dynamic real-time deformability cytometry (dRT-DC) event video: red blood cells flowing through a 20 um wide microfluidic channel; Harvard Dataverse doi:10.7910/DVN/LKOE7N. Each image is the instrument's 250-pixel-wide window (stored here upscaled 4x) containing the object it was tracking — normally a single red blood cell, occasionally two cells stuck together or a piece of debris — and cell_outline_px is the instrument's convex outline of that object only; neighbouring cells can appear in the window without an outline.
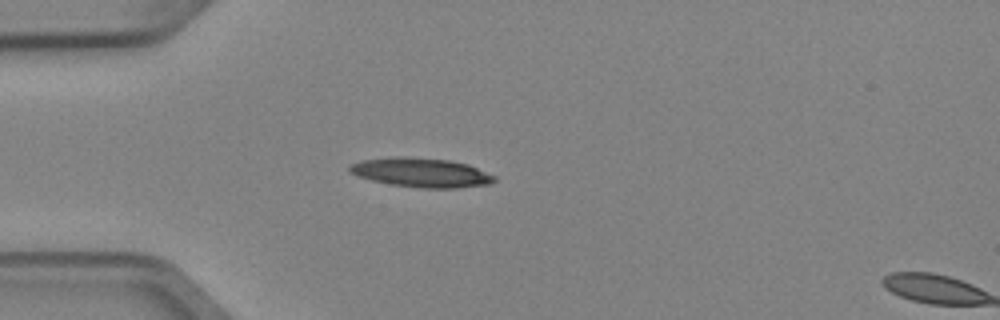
{"species": "Egyptian fruit bat (a non-hibernating species)", "species_latin": "Rousettus aegyptiacus", "temperature_condition": "cold", "stored_images_in_passage": 2, "segment_of_instrument_passage": [1, 2], "camera_frame_rate_fps": 3000, "um_per_image_px": 0.085, "animal": {"sex": "female"}, "frame": {"image": 1, "passage_image": 1, "time_ms": 0.0, "image_size_px": [1000, 320], "cell_outline_px": [[496, 180], [488, 184], [456, 188], [420, 188], [392, 184], [372, 180], [348, 172], [348, 168], [352, 164], [360, 160], [404, 156], [448, 160], [468, 164], [496, 176]], "centroid_in_image_um": [35.82, 14.67], "position_along_channel_um": 49.2, "area_um2": 24.45}}